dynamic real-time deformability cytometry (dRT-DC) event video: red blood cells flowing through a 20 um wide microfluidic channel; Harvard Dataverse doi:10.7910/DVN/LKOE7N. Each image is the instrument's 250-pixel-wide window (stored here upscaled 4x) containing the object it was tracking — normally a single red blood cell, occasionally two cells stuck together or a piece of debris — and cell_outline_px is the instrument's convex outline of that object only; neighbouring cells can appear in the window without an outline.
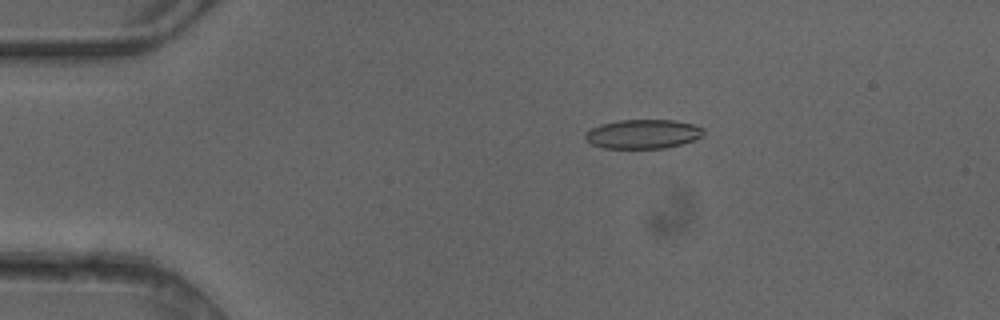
{"species": "common noctule bat (a hibernating species)", "species_latin": "Nyctalus noctula", "temperature_condition": "cold", "stored_images_in_passage": 4, "camera_frame_rate_fps": 3000, "um_per_image_px": 0.085, "animal": {"sex": "female"}, "frame": {"image": 1, "passage_image": 2, "time_ms": 0.333, "image_size_px": [1000, 320], "cell_outline_px": [[704, 132], [700, 136], [692, 140], [680, 144], [664, 148], [604, 148], [592, 144], [584, 136], [584, 132], [600, 124], [620, 120], [676, 120], [692, 124], [704, 128]], "centroid_in_image_um": [54.63, 11.38], "position_along_channel_um": 30.4, "area_um2": 19.94}}
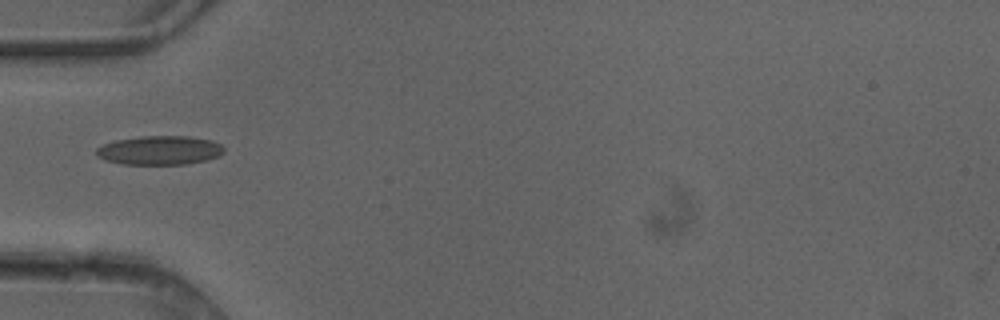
{"frame": {"image": 2, "passage_image": 4, "time_ms": 1.0, "image_size_px": [1000, 320], "cell_outline_px": [[224, 152], [220, 156], [208, 160], [184, 164], [120, 164], [104, 160], [96, 156], [96, 148], [104, 144], [116, 140], [140, 136], [188, 136], [212, 140], [220, 144], [224, 148]], "centroid_in_image_um": [13.57, 12.78], "position_along_channel_um": 71.4, "area_um2": 21.73}}